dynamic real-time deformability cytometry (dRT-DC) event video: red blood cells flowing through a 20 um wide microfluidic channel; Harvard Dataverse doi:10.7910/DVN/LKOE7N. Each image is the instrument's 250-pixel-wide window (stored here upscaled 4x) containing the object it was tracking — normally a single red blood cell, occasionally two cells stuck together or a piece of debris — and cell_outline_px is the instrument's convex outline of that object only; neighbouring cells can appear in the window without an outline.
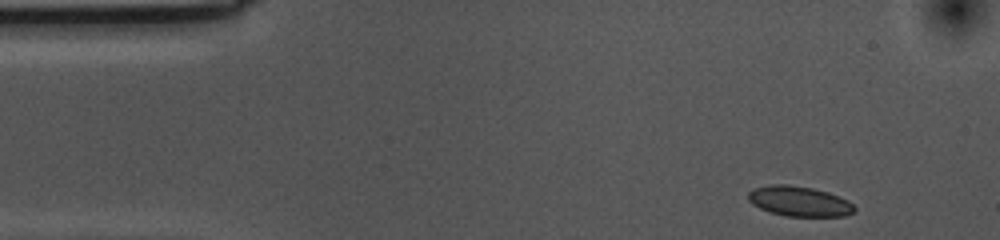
{"species": "common noctule bat (a hibernating species)", "species_latin": "Nyctalus noctula", "temperature_condition": "cold", "stored_images_in_passage": 41, "camera_frame_rate_fps": 3000, "um_per_image_px": 0.085, "animal": {"sex": "female", "body_mass_g": 10.0, "forearm_length_mm": 53.1}, "frame": {"image": 1, "passage_image": 1, "time_ms": 0.0, "image_size_px": [1000, 240], "cell_outline_px": [[856, 208], [852, 212], [844, 216], [784, 216], [768, 212], [752, 204], [748, 200], [748, 192], [752, 188], [772, 184], [788, 184], [812, 188], [828, 192], [848, 200]], "centroid_in_image_um": [67.89, 17.1], "position_along_channel_um": 17.1, "area_um2": 18.73}}
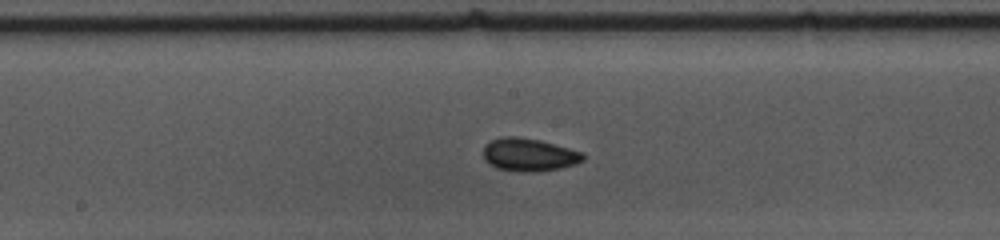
{"frame": {"image": 2, "passage_image": 23, "time_ms": 7.333, "image_size_px": [1000, 240], "cell_outline_px": [[584, 160], [576, 164], [560, 168], [536, 172], [520, 172], [496, 168], [484, 160], [484, 148], [492, 140], [504, 136], [516, 136], [540, 140], [584, 152]], "centroid_in_image_um": [44.99, 13.16], "position_along_channel_um": 203.2, "area_um2": 19.19}}
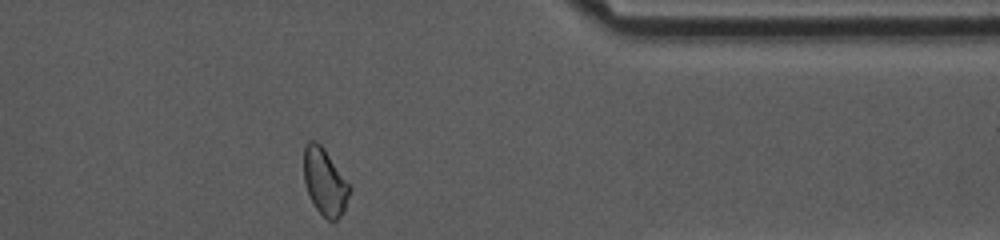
{"frame": {"image": 3, "passage_image": 40, "time_ms": 13.0, "image_size_px": [1000, 240], "cell_outline_px": [[352, 188], [344, 212], [336, 220], [328, 220], [316, 208], [304, 184], [304, 148], [308, 140], [316, 140], [324, 148]], "centroid_in_image_um": [27.62, 15.44], "position_along_channel_um": 383.8, "area_um2": 17.74}, "authors_computed_cell_mechanics": {"area_um2": 18.3226, "velocity_mm_per_s": 3.5337, "shape_relaxation_time_tau1_ms": 4.2219, "shape_relaxation_time_tau2_ms": 3.4819, "deformation_change_tau1": 0.0745, "deformation_change_tau2": 0.0643}}